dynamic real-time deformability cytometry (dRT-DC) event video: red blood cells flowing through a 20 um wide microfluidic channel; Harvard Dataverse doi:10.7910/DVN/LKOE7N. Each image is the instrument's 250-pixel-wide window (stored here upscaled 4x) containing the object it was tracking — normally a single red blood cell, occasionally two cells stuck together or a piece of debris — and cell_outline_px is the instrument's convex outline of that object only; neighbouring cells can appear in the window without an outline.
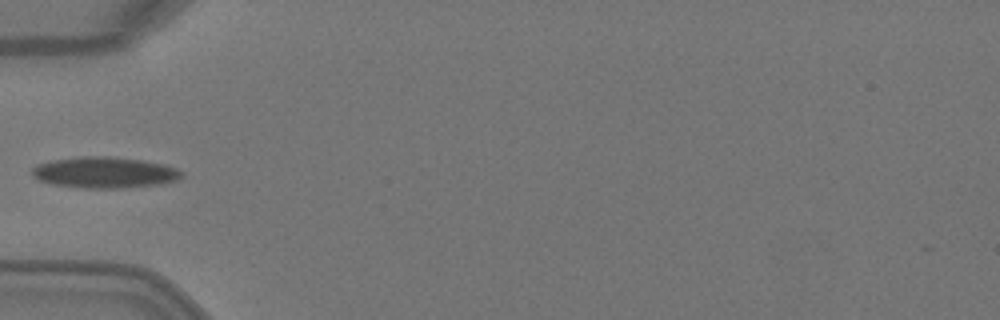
{"species": "Egyptian fruit bat (a non-hibernating species)", "species_latin": "Rousettus aegyptiacus", "temperature_condition": "warm", "stored_images_in_passage": 5, "camera_frame_rate_fps": 3000, "um_per_image_px": 0.085, "animal": {"sex": "female"}, "frame": {"image": 1, "passage_image": 5, "time_ms": 1.333, "image_size_px": [1000, 320], "cell_outline_px": [[184, 176], [176, 180], [160, 184], [120, 188], [84, 188], [52, 184], [40, 180], [32, 176], [32, 168], [36, 164], [52, 160], [84, 156], [108, 156], [140, 160], [164, 164], [176, 168], [184, 172]], "centroid_in_image_um": [8.89, 14.66], "position_along_channel_um": 76.1, "area_um2": 27.11}}